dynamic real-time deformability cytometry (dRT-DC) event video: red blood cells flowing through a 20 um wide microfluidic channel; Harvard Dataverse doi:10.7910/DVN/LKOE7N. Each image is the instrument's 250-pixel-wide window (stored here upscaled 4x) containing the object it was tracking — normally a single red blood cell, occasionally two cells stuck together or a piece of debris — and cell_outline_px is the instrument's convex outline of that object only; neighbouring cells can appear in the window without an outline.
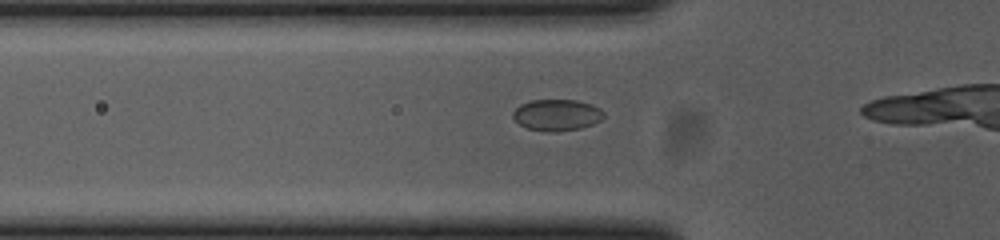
{"species": "common noctule bat (a hibernating species)", "species_latin": "Nyctalus noctula", "temperature_condition": "cold", "stored_images_in_passage": 13, "camera_frame_rate_fps": 3000, "um_per_image_px": 0.085, "animal": {"sex": "female", "body_mass_g": 23.0, "forearm_length_mm": 53.4}, "frame": {"image": 1, "passage_image": 8, "time_ms": 2.333, "image_size_px": [1000, 240], "cell_outline_px": [[604, 116], [600, 120], [592, 124], [580, 128], [556, 132], [548, 132], [528, 128], [520, 124], [512, 116], [512, 112], [520, 104], [532, 100], [576, 100], [592, 104], [600, 108], [604, 112]], "centroid_in_image_um": [47.33, 9.77], "position_along_channel_um": 78.5, "area_um2": 16.59}}
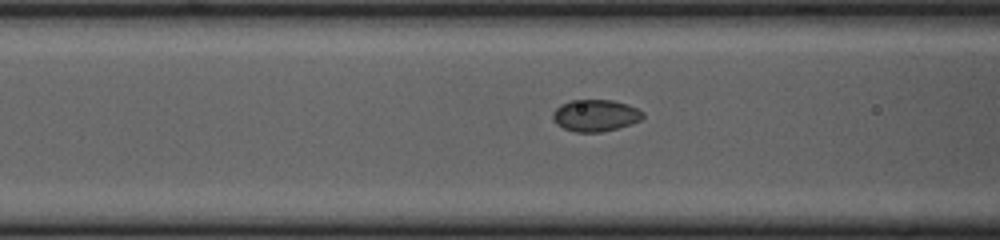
{"frame": {"image": 2, "passage_image": 11, "time_ms": 3.333, "image_size_px": [1000, 240], "cell_outline_px": [[644, 116], [640, 120], [632, 124], [600, 132], [576, 132], [564, 128], [556, 124], [552, 120], [552, 112], [560, 104], [572, 100], [612, 100], [628, 104], [644, 112]], "centroid_in_image_um": [50.59, 9.81], "position_along_channel_um": 116.0, "area_um2": 16.76}}